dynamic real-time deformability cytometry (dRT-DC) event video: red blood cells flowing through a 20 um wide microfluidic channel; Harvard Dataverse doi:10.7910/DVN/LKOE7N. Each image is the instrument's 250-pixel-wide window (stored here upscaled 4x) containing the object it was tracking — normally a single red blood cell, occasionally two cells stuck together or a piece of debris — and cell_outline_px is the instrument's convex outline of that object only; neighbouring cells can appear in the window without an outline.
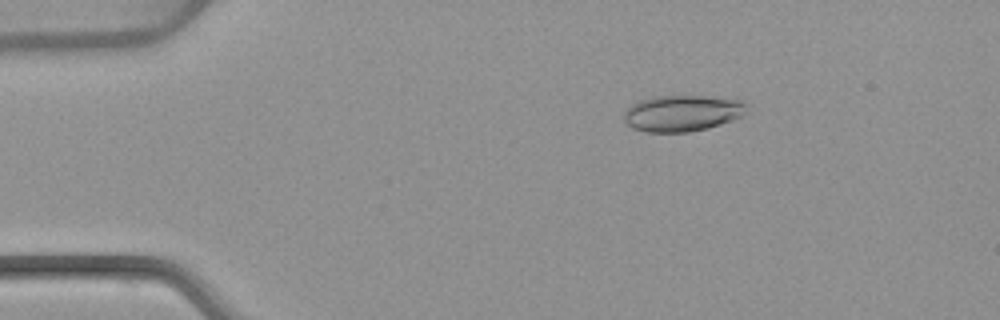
{"species": "common noctule bat (a hibernating species)", "species_latin": "Nyctalus noctula", "temperature_condition": "warm", "stored_images_in_passage": 5, "camera_frame_rate_fps": 3000, "um_per_image_px": 0.085, "animal": {"sex": "female", "body_mass_g": 22.7, "forearm_length_mm": 54.2}, "frame": {"image": 1, "passage_image": 3, "time_ms": 2.667, "image_size_px": [1000, 320], "cell_outline_px": [[748, 104], [740, 116], [732, 120], [708, 128], [688, 132], [644, 132], [632, 128], [624, 120], [624, 112], [632, 104], [640, 100], [652, 96], [736, 96]], "centroid_in_image_um": [58.02, 9.6], "position_along_channel_um": 27.0, "area_um2": 26.3}}